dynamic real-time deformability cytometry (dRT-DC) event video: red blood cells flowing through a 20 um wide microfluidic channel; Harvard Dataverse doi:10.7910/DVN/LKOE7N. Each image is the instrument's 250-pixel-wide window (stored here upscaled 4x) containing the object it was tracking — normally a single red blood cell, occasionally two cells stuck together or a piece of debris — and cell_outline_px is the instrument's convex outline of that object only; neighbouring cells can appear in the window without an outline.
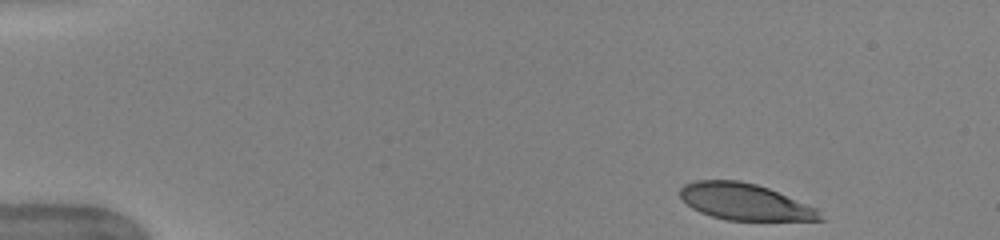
{"species": "human", "species_latin": "Homo sapiens", "temperature_condition": "warm", "stored_images_in_passage": 41, "camera_frame_rate_fps": 3000, "um_per_image_px": 0.085, "donor": {"sex": "female"}, "frame": {"image": 1, "passage_image": 1, "time_ms": 0.0, "image_size_px": [1000, 240], "cell_outline_px": [[824, 220], [728, 220], [712, 216], [700, 212], [692, 208], [680, 196], [680, 188], [684, 184], [696, 180], [740, 180], [756, 184], [768, 188], [816, 208]], "centroid_in_image_um": [63.27, 17.14], "position_along_channel_um": 21.7, "area_um2": 29.42}}
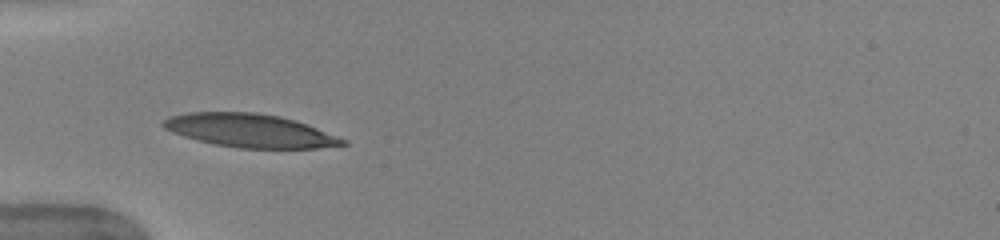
{"frame": {"image": 2, "passage_image": 12, "time_ms": 3.667, "image_size_px": [1000, 240], "cell_outline_px": [[348, 144], [316, 148], [240, 148], [216, 144], [184, 136], [172, 132], [164, 128], [160, 124], [168, 116], [188, 112], [256, 112], [280, 116], [296, 120], [348, 140]], "centroid_in_image_um": [21.25, 11.09], "position_along_channel_um": 63.8, "area_um2": 34.8}}
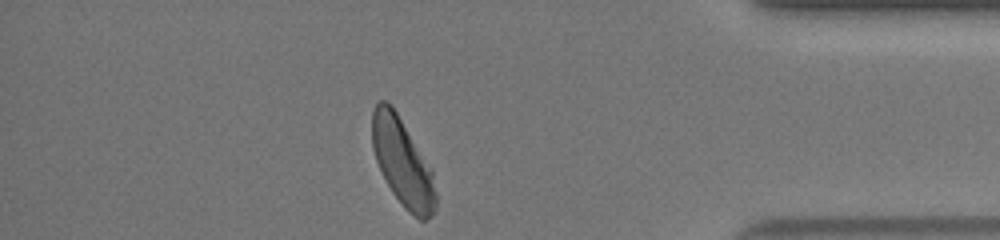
{"frame": {"image": 3, "passage_image": 40, "time_ms": 13.0, "image_size_px": [1000, 240], "cell_outline_px": [[436, 208], [432, 216], [428, 220], [420, 220], [404, 208], [392, 192], [376, 160], [372, 148], [372, 112], [376, 104], [380, 100], [384, 100], [392, 104], [432, 168], [436, 192]], "centroid_in_image_um": [34.23, 13.8], "position_along_channel_um": 401.0, "area_um2": 32.66}, "authors_computed_cell_mechanics": {"area_um2": 33.4084, "velocity_mm_per_s": 3.9423, "shape_relaxation_time_tau1_ms": 4.9006, "shape_relaxation_time_tau2_ms": 0.819, "deformation_change_tau1": 0.2164, "deformation_change_tau2": 0.0652}}